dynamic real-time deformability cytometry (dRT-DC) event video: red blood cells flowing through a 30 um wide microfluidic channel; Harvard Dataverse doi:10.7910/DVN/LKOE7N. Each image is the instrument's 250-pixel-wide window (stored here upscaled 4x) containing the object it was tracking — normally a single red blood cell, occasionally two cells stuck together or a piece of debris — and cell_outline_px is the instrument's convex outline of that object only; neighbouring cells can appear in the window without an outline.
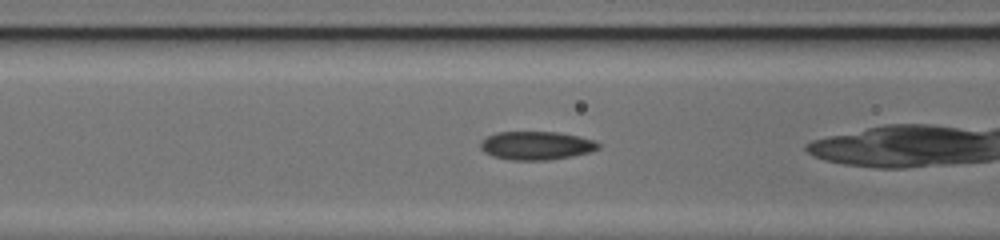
{"species": "common noctule bat (a hibernating species)", "species_latin": "Nyctalus noctula", "temperature_condition": "cold", "stored_images_in_passage": 34, "camera_frame_rate_fps": 3000, "um_per_image_px": 0.085, "animal": {"sex": "female", "body_mass_g": 17.0, "forearm_length_mm": 48.0}, "frame": {"image": 1, "passage_image": 15, "time_ms": 4.667, "image_size_px": [1000, 240], "cell_outline_px": [[600, 148], [592, 152], [552, 160], [512, 160], [492, 156], [484, 152], [480, 148], [480, 140], [496, 132], [556, 132], [580, 136], [596, 140], [600, 144]], "centroid_in_image_um": [45.61, 12.37], "position_along_channel_um": 121.0, "area_um2": 19.83}}
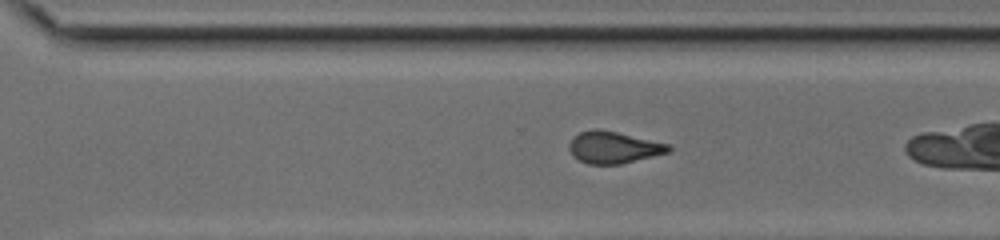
{"frame": {"image": 2, "passage_image": 29, "time_ms": 9.333, "image_size_px": [1000, 240], "cell_outline_px": [[672, 148], [668, 152], [620, 164], [588, 164], [572, 156], [568, 148], [568, 144], [580, 132], [592, 128], [596, 128], [616, 132], [672, 144]], "centroid_in_image_um": [52.15, 12.52], "position_along_channel_um": 318.5, "area_um2": 18.38}}
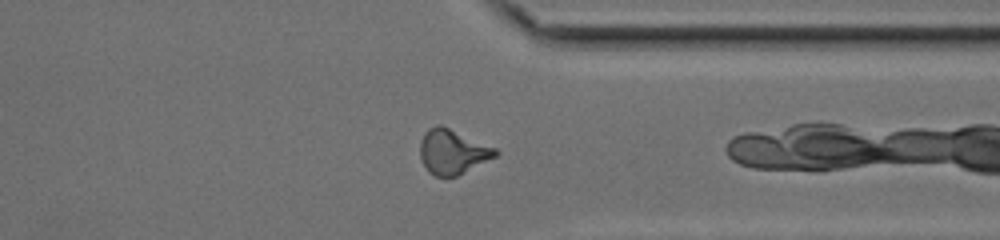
{"frame": {"image": 3, "passage_image": 33, "time_ms": 10.667, "image_size_px": [1000, 240], "cell_outline_px": [[500, 152], [496, 156], [456, 176], [436, 176], [428, 172], [420, 160], [420, 140], [424, 132], [428, 128], [436, 124], [440, 124], [496, 148]], "centroid_in_image_um": [38.43, 12.88], "position_along_channel_um": 373.0, "area_um2": 19.59}}